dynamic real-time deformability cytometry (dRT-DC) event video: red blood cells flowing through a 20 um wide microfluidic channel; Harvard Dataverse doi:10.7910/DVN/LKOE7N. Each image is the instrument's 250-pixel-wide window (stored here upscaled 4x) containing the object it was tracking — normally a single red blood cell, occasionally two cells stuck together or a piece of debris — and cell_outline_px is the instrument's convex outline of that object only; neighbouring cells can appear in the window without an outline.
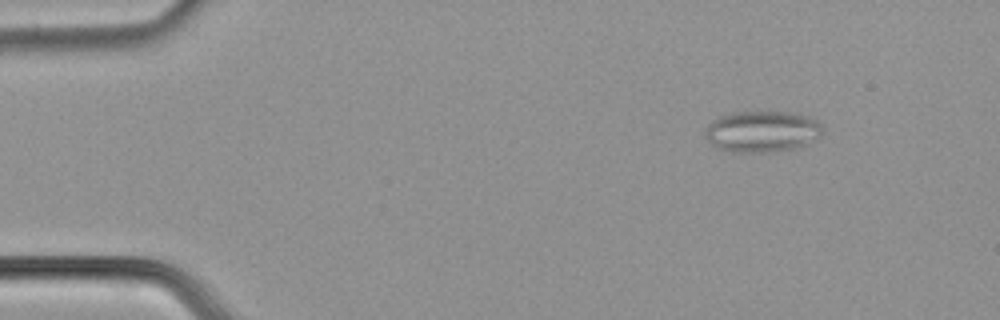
{"species": "common noctule bat (a hibernating species)", "species_latin": "Nyctalus noctula", "temperature_condition": "cold", "stored_images_in_passage": 49, "camera_frame_rate_fps": 3000, "um_per_image_px": 0.085, "animal": {"sex": "male", "body_mass_g": 21.5, "forearm_length_mm": 52.0}, "frame": {"image": 1, "passage_image": 1, "time_ms": 0.0, "image_size_px": [1000, 320], "cell_outline_px": [[824, 132], [820, 136], [796, 148], [768, 152], [736, 152], [720, 148], [712, 144], [704, 136], [704, 128], [712, 120], [720, 116], [732, 112], [788, 112], [808, 116], [816, 120], [820, 124]], "centroid_in_image_um": [64.75, 11.16], "position_along_channel_um": 20.2, "area_um2": 28.15}}
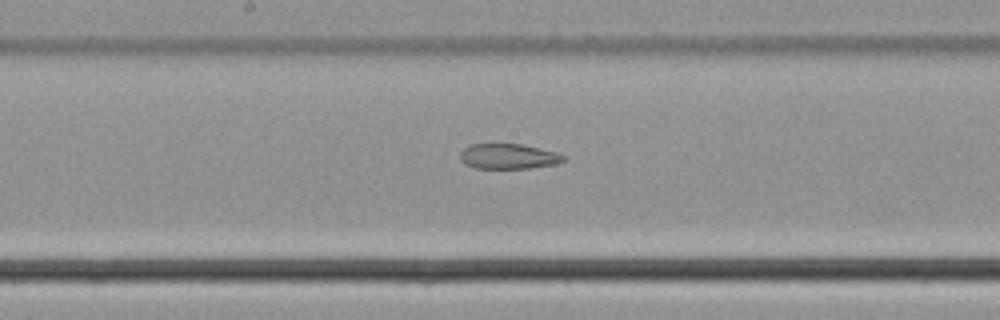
{"frame": {"image": 2, "passage_image": 23, "time_ms": 7.333, "image_size_px": [1000, 320], "cell_outline_px": [[564, 160], [556, 164], [528, 168], [476, 168], [464, 164], [460, 160], [460, 152], [464, 148], [472, 144], [524, 144], [556, 152], [564, 156]], "centroid_in_image_um": [43.19, 13.29], "position_along_channel_um": 205.0, "area_um2": 15.14}}
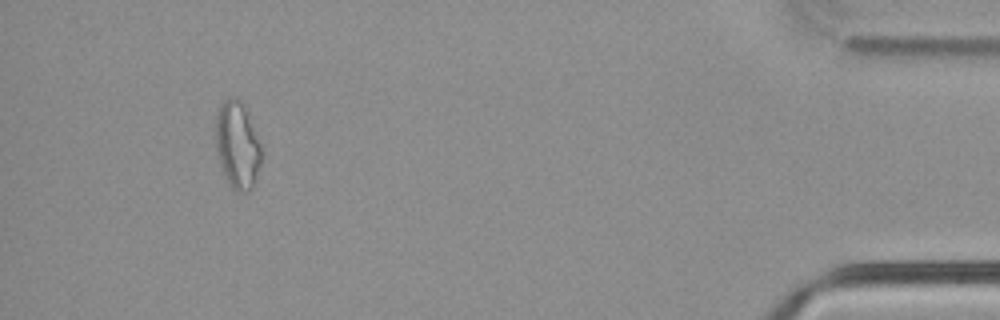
{"frame": {"image": 3, "passage_image": 45, "time_ms": 14.667, "image_size_px": [1000, 320], "cell_outline_px": [[260, 164], [252, 188], [248, 192], [236, 192], [232, 188], [220, 164], [216, 148], [216, 116], [220, 104], [228, 96], [236, 96], [244, 100], [260, 144]], "centroid_in_image_um": [20.17, 12.25], "position_along_channel_um": 415.0, "area_um2": 23.29}, "authors_computed_cell_mechanics": {"area_um2": 20.1722, "velocity_mm_per_s": 3.7813, "shape_relaxation_time_tau1_ms": null, "shape_relaxation_time_tau2_ms": 6.1529, "deformation_change_tau1": null, "deformation_change_tau2": 0.1393}}